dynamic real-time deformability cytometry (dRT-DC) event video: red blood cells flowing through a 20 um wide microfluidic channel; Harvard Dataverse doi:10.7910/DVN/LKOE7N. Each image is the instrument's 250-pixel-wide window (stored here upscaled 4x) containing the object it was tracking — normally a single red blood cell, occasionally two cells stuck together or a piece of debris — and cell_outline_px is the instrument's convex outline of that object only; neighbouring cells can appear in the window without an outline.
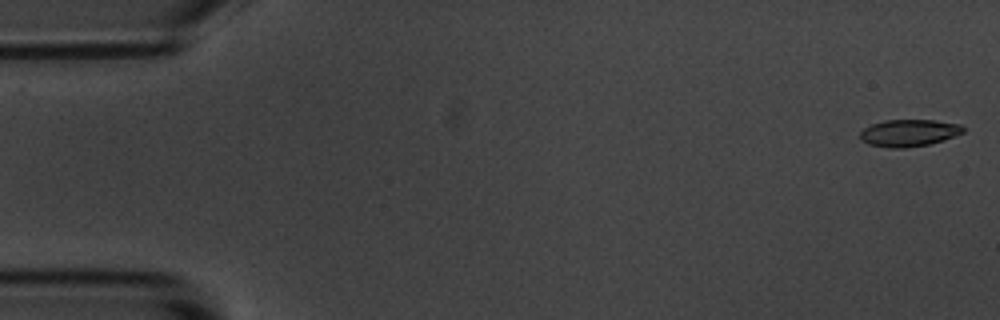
{"species": "common noctule bat (a hibernating species)", "species_latin": "Nyctalus noctula", "temperature_condition": "room temperature", "stored_images_in_passage": 3, "camera_frame_rate_fps": 3000, "um_per_image_px": 0.085, "animal": {"sex": "male", "body_mass_g": 20.1, "forearm_length_mm": 53.5}, "frame": {"image": 1, "passage_image": 1, "time_ms": 0.0, "image_size_px": [1000, 320], "cell_outline_px": [[964, 132], [944, 140], [928, 144], [904, 148], [892, 148], [868, 144], [860, 140], [860, 132], [864, 128], [872, 124], [884, 120], [932, 120], [960, 124], [964, 128]], "centroid_in_image_um": [77.24, 11.3], "position_along_channel_um": 7.8, "area_um2": 16.18}}